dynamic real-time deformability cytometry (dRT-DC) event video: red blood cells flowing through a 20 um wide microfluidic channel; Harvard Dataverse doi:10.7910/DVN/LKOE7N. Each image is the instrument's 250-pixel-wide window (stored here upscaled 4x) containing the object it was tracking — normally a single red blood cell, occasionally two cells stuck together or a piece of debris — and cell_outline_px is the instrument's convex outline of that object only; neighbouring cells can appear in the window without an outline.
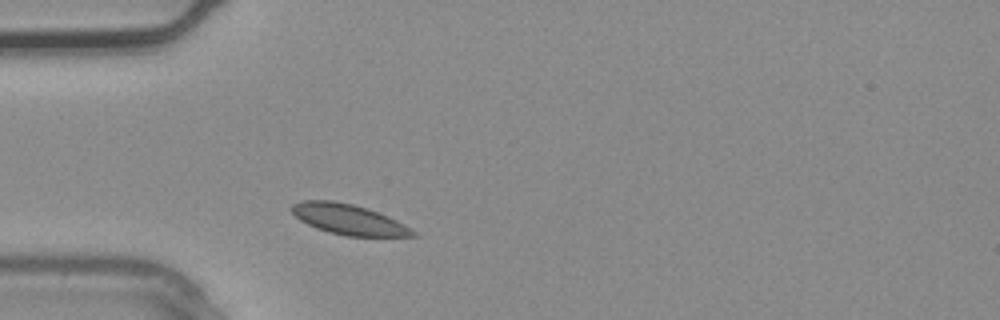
{"species": "common noctule bat (a hibernating species)", "species_latin": "Nyctalus noctula", "temperature_condition": "warm", "stored_images_in_passage": 1, "camera_frame_rate_fps": 3000, "um_per_image_px": 0.085, "animal": {"sex": "male", "body_mass_g": 20.4}, "frame": {"image": 1, "passage_image": 1, "time_ms": 0.0, "image_size_px": [1000, 320], "cell_outline_px": [[420, 236], [344, 236], [328, 232], [316, 228], [300, 220], [288, 208], [292, 204], [300, 200], [332, 200], [352, 204], [368, 208], [388, 216], [404, 224], [416, 232]], "centroid_in_image_um": [29.6, 18.64], "position_along_channel_um": 55.4, "area_um2": 21.56}}